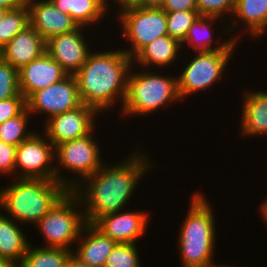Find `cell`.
Masks as SVG:
<instances>
[{
	"label": "cell",
	"instance_id": "1f68e13d",
	"mask_svg": "<svg viewBox=\"0 0 267 267\" xmlns=\"http://www.w3.org/2000/svg\"><path fill=\"white\" fill-rule=\"evenodd\" d=\"M17 146H13L0 140V176L15 178V159ZM11 174V175H10ZM9 176V177H8Z\"/></svg>",
	"mask_w": 267,
	"mask_h": 267
},
{
	"label": "cell",
	"instance_id": "60d3db41",
	"mask_svg": "<svg viewBox=\"0 0 267 267\" xmlns=\"http://www.w3.org/2000/svg\"><path fill=\"white\" fill-rule=\"evenodd\" d=\"M8 9H4L0 7V21L4 18L5 14L8 12Z\"/></svg>",
	"mask_w": 267,
	"mask_h": 267
},
{
	"label": "cell",
	"instance_id": "484cf974",
	"mask_svg": "<svg viewBox=\"0 0 267 267\" xmlns=\"http://www.w3.org/2000/svg\"><path fill=\"white\" fill-rule=\"evenodd\" d=\"M33 122L32 115L25 108L19 115L0 124V140L7 144L18 146L37 131L35 125L31 124ZM33 126L35 129H33ZM30 127L33 130H30Z\"/></svg>",
	"mask_w": 267,
	"mask_h": 267
},
{
	"label": "cell",
	"instance_id": "4dcf8cb0",
	"mask_svg": "<svg viewBox=\"0 0 267 267\" xmlns=\"http://www.w3.org/2000/svg\"><path fill=\"white\" fill-rule=\"evenodd\" d=\"M20 93L18 70L0 59V101Z\"/></svg>",
	"mask_w": 267,
	"mask_h": 267
},
{
	"label": "cell",
	"instance_id": "603a6c76",
	"mask_svg": "<svg viewBox=\"0 0 267 267\" xmlns=\"http://www.w3.org/2000/svg\"><path fill=\"white\" fill-rule=\"evenodd\" d=\"M25 228L0 210V259L11 267L20 265L31 244Z\"/></svg>",
	"mask_w": 267,
	"mask_h": 267
},
{
	"label": "cell",
	"instance_id": "b9f144b4",
	"mask_svg": "<svg viewBox=\"0 0 267 267\" xmlns=\"http://www.w3.org/2000/svg\"><path fill=\"white\" fill-rule=\"evenodd\" d=\"M0 267H11L4 260L0 259Z\"/></svg>",
	"mask_w": 267,
	"mask_h": 267
},
{
	"label": "cell",
	"instance_id": "ab89813d",
	"mask_svg": "<svg viewBox=\"0 0 267 267\" xmlns=\"http://www.w3.org/2000/svg\"><path fill=\"white\" fill-rule=\"evenodd\" d=\"M237 267H241V266H238V265H236ZM234 264L232 265H230V264H223L222 262L220 263V264H216V265H214L213 267H236ZM243 267V266H242ZM244 267H246V266H244Z\"/></svg>",
	"mask_w": 267,
	"mask_h": 267
},
{
	"label": "cell",
	"instance_id": "8fae6325",
	"mask_svg": "<svg viewBox=\"0 0 267 267\" xmlns=\"http://www.w3.org/2000/svg\"><path fill=\"white\" fill-rule=\"evenodd\" d=\"M81 105L78 84L74 75H67L61 81L32 93L26 99V108L32 115V119L36 118L35 121H37L40 115L37 121L40 124H38L39 128L49 118ZM40 119L43 123L39 121Z\"/></svg>",
	"mask_w": 267,
	"mask_h": 267
},
{
	"label": "cell",
	"instance_id": "ffe728a7",
	"mask_svg": "<svg viewBox=\"0 0 267 267\" xmlns=\"http://www.w3.org/2000/svg\"><path fill=\"white\" fill-rule=\"evenodd\" d=\"M181 53H183L181 43L169 35H165L146 45L133 58V64L144 69L169 71L170 68H178V63L182 56ZM175 64L177 65L174 67L173 65Z\"/></svg>",
	"mask_w": 267,
	"mask_h": 267
},
{
	"label": "cell",
	"instance_id": "3957f363",
	"mask_svg": "<svg viewBox=\"0 0 267 267\" xmlns=\"http://www.w3.org/2000/svg\"><path fill=\"white\" fill-rule=\"evenodd\" d=\"M186 216L178 229L177 248L180 267H213L218 245L216 210L202 189L193 190ZM208 198V199H207ZM213 206V207H212ZM215 211V212H214Z\"/></svg>",
	"mask_w": 267,
	"mask_h": 267
},
{
	"label": "cell",
	"instance_id": "7a4b0ae2",
	"mask_svg": "<svg viewBox=\"0 0 267 267\" xmlns=\"http://www.w3.org/2000/svg\"><path fill=\"white\" fill-rule=\"evenodd\" d=\"M112 45L114 44L111 43L109 47V44H104L107 50L101 46L98 50L94 47L84 65L74 75L82 104L95 108L104 116H109L110 111L116 109V104H120L116 109L118 113L121 111L133 65V59L122 47L116 49V46L113 48Z\"/></svg>",
	"mask_w": 267,
	"mask_h": 267
},
{
	"label": "cell",
	"instance_id": "836d02e7",
	"mask_svg": "<svg viewBox=\"0 0 267 267\" xmlns=\"http://www.w3.org/2000/svg\"><path fill=\"white\" fill-rule=\"evenodd\" d=\"M161 8L166 12L197 10L196 0H165Z\"/></svg>",
	"mask_w": 267,
	"mask_h": 267
},
{
	"label": "cell",
	"instance_id": "277c9868",
	"mask_svg": "<svg viewBox=\"0 0 267 267\" xmlns=\"http://www.w3.org/2000/svg\"><path fill=\"white\" fill-rule=\"evenodd\" d=\"M162 71L140 69L134 64L132 65L128 76L126 98L121 111L118 113V117L120 115L122 118L121 120L126 122L131 118L147 119L153 114L155 116L160 109L164 112L165 107L171 109V107L176 106L174 104L179 106L182 104L177 90L175 70L171 73L168 70L167 72L166 70Z\"/></svg>",
	"mask_w": 267,
	"mask_h": 267
},
{
	"label": "cell",
	"instance_id": "30bf717a",
	"mask_svg": "<svg viewBox=\"0 0 267 267\" xmlns=\"http://www.w3.org/2000/svg\"><path fill=\"white\" fill-rule=\"evenodd\" d=\"M15 178L56 180L55 147L40 129L17 146Z\"/></svg>",
	"mask_w": 267,
	"mask_h": 267
},
{
	"label": "cell",
	"instance_id": "5bb4252c",
	"mask_svg": "<svg viewBox=\"0 0 267 267\" xmlns=\"http://www.w3.org/2000/svg\"><path fill=\"white\" fill-rule=\"evenodd\" d=\"M215 26L218 27L216 28ZM215 31L218 32L216 33ZM215 34H218V36ZM239 45L241 44L230 35L226 21L215 16L199 15L191 24L187 36L181 43V48L184 55H187L186 52L189 53L190 49L192 50L191 53L215 50H240L236 49L239 48Z\"/></svg>",
	"mask_w": 267,
	"mask_h": 267
},
{
	"label": "cell",
	"instance_id": "6da1fadb",
	"mask_svg": "<svg viewBox=\"0 0 267 267\" xmlns=\"http://www.w3.org/2000/svg\"><path fill=\"white\" fill-rule=\"evenodd\" d=\"M135 145L136 148L134 146L126 158L121 157L120 161L112 163L106 161L97 172L72 190L80 199L87 223L93 224L104 215L129 208L130 202L134 203L133 197L142 179L145 181L146 174L158 166L140 141Z\"/></svg>",
	"mask_w": 267,
	"mask_h": 267
},
{
	"label": "cell",
	"instance_id": "4316f807",
	"mask_svg": "<svg viewBox=\"0 0 267 267\" xmlns=\"http://www.w3.org/2000/svg\"><path fill=\"white\" fill-rule=\"evenodd\" d=\"M27 26H29V11L26 4L18 9L9 10L0 21V48Z\"/></svg>",
	"mask_w": 267,
	"mask_h": 267
},
{
	"label": "cell",
	"instance_id": "52a82bcc",
	"mask_svg": "<svg viewBox=\"0 0 267 267\" xmlns=\"http://www.w3.org/2000/svg\"><path fill=\"white\" fill-rule=\"evenodd\" d=\"M100 126L101 124L84 137L63 142L55 147L56 181L70 191L97 172L106 161L102 153L103 148L98 144L101 138L97 139L100 131L96 130Z\"/></svg>",
	"mask_w": 267,
	"mask_h": 267
},
{
	"label": "cell",
	"instance_id": "d4e9b609",
	"mask_svg": "<svg viewBox=\"0 0 267 267\" xmlns=\"http://www.w3.org/2000/svg\"><path fill=\"white\" fill-rule=\"evenodd\" d=\"M31 242L18 267H66L72 254L71 250L54 247L37 246ZM35 245V246H34Z\"/></svg>",
	"mask_w": 267,
	"mask_h": 267
},
{
	"label": "cell",
	"instance_id": "cb8c5ba5",
	"mask_svg": "<svg viewBox=\"0 0 267 267\" xmlns=\"http://www.w3.org/2000/svg\"><path fill=\"white\" fill-rule=\"evenodd\" d=\"M57 9L77 22L79 26L94 28L96 32L100 24H111L113 10L108 6L107 0H50ZM111 11V12H110ZM109 14V15H108ZM109 16V21L108 17ZM106 18V19H105ZM104 20V22H103ZM107 20V22L105 21ZM95 26V27H94ZM98 26V27H97ZM96 28V29H95Z\"/></svg>",
	"mask_w": 267,
	"mask_h": 267
},
{
	"label": "cell",
	"instance_id": "d6a6232c",
	"mask_svg": "<svg viewBox=\"0 0 267 267\" xmlns=\"http://www.w3.org/2000/svg\"><path fill=\"white\" fill-rule=\"evenodd\" d=\"M26 108V99L19 93L15 97L0 101V124L19 115Z\"/></svg>",
	"mask_w": 267,
	"mask_h": 267
},
{
	"label": "cell",
	"instance_id": "f35d334b",
	"mask_svg": "<svg viewBox=\"0 0 267 267\" xmlns=\"http://www.w3.org/2000/svg\"><path fill=\"white\" fill-rule=\"evenodd\" d=\"M132 0H107L108 6L114 11L115 8L130 3Z\"/></svg>",
	"mask_w": 267,
	"mask_h": 267
},
{
	"label": "cell",
	"instance_id": "ac0fdd59",
	"mask_svg": "<svg viewBox=\"0 0 267 267\" xmlns=\"http://www.w3.org/2000/svg\"><path fill=\"white\" fill-rule=\"evenodd\" d=\"M29 25L46 41L58 34L76 30L79 25L70 15L57 9L50 0H27Z\"/></svg>",
	"mask_w": 267,
	"mask_h": 267
},
{
	"label": "cell",
	"instance_id": "e575fe53",
	"mask_svg": "<svg viewBox=\"0 0 267 267\" xmlns=\"http://www.w3.org/2000/svg\"><path fill=\"white\" fill-rule=\"evenodd\" d=\"M165 0H132L129 4L139 7L161 8Z\"/></svg>",
	"mask_w": 267,
	"mask_h": 267
},
{
	"label": "cell",
	"instance_id": "ba28073f",
	"mask_svg": "<svg viewBox=\"0 0 267 267\" xmlns=\"http://www.w3.org/2000/svg\"><path fill=\"white\" fill-rule=\"evenodd\" d=\"M112 17V23L116 24L117 21L120 29L116 33L121 31L122 44L126 43L122 49L132 59L156 38L168 35L166 11L162 8L139 7L128 3L117 7Z\"/></svg>",
	"mask_w": 267,
	"mask_h": 267
},
{
	"label": "cell",
	"instance_id": "f546056e",
	"mask_svg": "<svg viewBox=\"0 0 267 267\" xmlns=\"http://www.w3.org/2000/svg\"><path fill=\"white\" fill-rule=\"evenodd\" d=\"M237 0H196L200 15L215 16L227 23L231 20Z\"/></svg>",
	"mask_w": 267,
	"mask_h": 267
},
{
	"label": "cell",
	"instance_id": "e0dca14e",
	"mask_svg": "<svg viewBox=\"0 0 267 267\" xmlns=\"http://www.w3.org/2000/svg\"><path fill=\"white\" fill-rule=\"evenodd\" d=\"M263 89V90H262ZM246 90V91H244ZM242 88L241 118L238 128L240 138L250 140L252 138L267 137V89L262 87L260 90L255 88ZM243 104V106H242ZM246 137V138H245Z\"/></svg>",
	"mask_w": 267,
	"mask_h": 267
},
{
	"label": "cell",
	"instance_id": "7402d4cb",
	"mask_svg": "<svg viewBox=\"0 0 267 267\" xmlns=\"http://www.w3.org/2000/svg\"><path fill=\"white\" fill-rule=\"evenodd\" d=\"M116 244V241L107 237L92 223H86L72 254L89 266L103 267Z\"/></svg>",
	"mask_w": 267,
	"mask_h": 267
},
{
	"label": "cell",
	"instance_id": "4fadbf2b",
	"mask_svg": "<svg viewBox=\"0 0 267 267\" xmlns=\"http://www.w3.org/2000/svg\"><path fill=\"white\" fill-rule=\"evenodd\" d=\"M101 115L95 108L82 104L49 118L40 130L54 147L90 134L99 124Z\"/></svg>",
	"mask_w": 267,
	"mask_h": 267
},
{
	"label": "cell",
	"instance_id": "f1b7e54d",
	"mask_svg": "<svg viewBox=\"0 0 267 267\" xmlns=\"http://www.w3.org/2000/svg\"><path fill=\"white\" fill-rule=\"evenodd\" d=\"M199 15L197 10L166 12L168 35L182 43Z\"/></svg>",
	"mask_w": 267,
	"mask_h": 267
},
{
	"label": "cell",
	"instance_id": "44dd1931",
	"mask_svg": "<svg viewBox=\"0 0 267 267\" xmlns=\"http://www.w3.org/2000/svg\"><path fill=\"white\" fill-rule=\"evenodd\" d=\"M46 52V40L30 25L1 48V59L19 70Z\"/></svg>",
	"mask_w": 267,
	"mask_h": 267
},
{
	"label": "cell",
	"instance_id": "2e32d148",
	"mask_svg": "<svg viewBox=\"0 0 267 267\" xmlns=\"http://www.w3.org/2000/svg\"><path fill=\"white\" fill-rule=\"evenodd\" d=\"M228 29L232 38L240 43L246 34L252 42L267 37V0H237Z\"/></svg>",
	"mask_w": 267,
	"mask_h": 267
},
{
	"label": "cell",
	"instance_id": "5b68a950",
	"mask_svg": "<svg viewBox=\"0 0 267 267\" xmlns=\"http://www.w3.org/2000/svg\"><path fill=\"white\" fill-rule=\"evenodd\" d=\"M5 184L0 186V210L27 228L34 227L69 191L60 182L47 179L10 178Z\"/></svg>",
	"mask_w": 267,
	"mask_h": 267
},
{
	"label": "cell",
	"instance_id": "d590c367",
	"mask_svg": "<svg viewBox=\"0 0 267 267\" xmlns=\"http://www.w3.org/2000/svg\"><path fill=\"white\" fill-rule=\"evenodd\" d=\"M27 0H0V7L8 10H14L26 4Z\"/></svg>",
	"mask_w": 267,
	"mask_h": 267
},
{
	"label": "cell",
	"instance_id": "d6986e66",
	"mask_svg": "<svg viewBox=\"0 0 267 267\" xmlns=\"http://www.w3.org/2000/svg\"><path fill=\"white\" fill-rule=\"evenodd\" d=\"M68 74L45 52L18 70L20 93L27 99L32 93L64 79Z\"/></svg>",
	"mask_w": 267,
	"mask_h": 267
},
{
	"label": "cell",
	"instance_id": "74e56055",
	"mask_svg": "<svg viewBox=\"0 0 267 267\" xmlns=\"http://www.w3.org/2000/svg\"><path fill=\"white\" fill-rule=\"evenodd\" d=\"M267 194V193H266ZM265 199V200H264ZM263 199V201L258 205L260 208L258 209L260 217L263 219V223H265L267 228V196Z\"/></svg>",
	"mask_w": 267,
	"mask_h": 267
},
{
	"label": "cell",
	"instance_id": "83f0119b",
	"mask_svg": "<svg viewBox=\"0 0 267 267\" xmlns=\"http://www.w3.org/2000/svg\"><path fill=\"white\" fill-rule=\"evenodd\" d=\"M138 243H117L103 267H142Z\"/></svg>",
	"mask_w": 267,
	"mask_h": 267
},
{
	"label": "cell",
	"instance_id": "9c48e42d",
	"mask_svg": "<svg viewBox=\"0 0 267 267\" xmlns=\"http://www.w3.org/2000/svg\"><path fill=\"white\" fill-rule=\"evenodd\" d=\"M86 223L80 199L72 190H69L34 225L43 240L36 246L63 248L73 251Z\"/></svg>",
	"mask_w": 267,
	"mask_h": 267
},
{
	"label": "cell",
	"instance_id": "9a60e30c",
	"mask_svg": "<svg viewBox=\"0 0 267 267\" xmlns=\"http://www.w3.org/2000/svg\"><path fill=\"white\" fill-rule=\"evenodd\" d=\"M144 210L126 208L98 218L93 225L117 243H139L151 227L152 216Z\"/></svg>",
	"mask_w": 267,
	"mask_h": 267
},
{
	"label": "cell",
	"instance_id": "7c38bea8",
	"mask_svg": "<svg viewBox=\"0 0 267 267\" xmlns=\"http://www.w3.org/2000/svg\"><path fill=\"white\" fill-rule=\"evenodd\" d=\"M92 31L94 35L89 36ZM94 31V29L79 26L71 32L54 35L46 41V52L61 65L68 75H75L94 50L92 47L98 46L95 42L97 34ZM92 42H95V45L91 44Z\"/></svg>",
	"mask_w": 267,
	"mask_h": 267
},
{
	"label": "cell",
	"instance_id": "8d00e7d4",
	"mask_svg": "<svg viewBox=\"0 0 267 267\" xmlns=\"http://www.w3.org/2000/svg\"><path fill=\"white\" fill-rule=\"evenodd\" d=\"M66 267H92V266L85 264L84 262L76 258L73 254H71L66 263Z\"/></svg>",
	"mask_w": 267,
	"mask_h": 267
},
{
	"label": "cell",
	"instance_id": "8992f818",
	"mask_svg": "<svg viewBox=\"0 0 267 267\" xmlns=\"http://www.w3.org/2000/svg\"><path fill=\"white\" fill-rule=\"evenodd\" d=\"M237 50H215L209 52H194L193 54L187 53L186 59L182 53L181 65L176 72L177 75V90L180 100H188L192 95L206 90H213L215 84L220 85V81L224 80L227 75L230 60L236 55ZM192 54V55H191ZM189 57V58H188ZM192 58V59H191ZM185 60V61H182ZM184 62V63H183ZM183 65V66H182ZM228 66V67H227ZM183 67V68H182ZM180 71V73H179ZM226 74V75H225ZM213 87V88H212ZM204 91V92H203Z\"/></svg>",
	"mask_w": 267,
	"mask_h": 267
}]
</instances>
